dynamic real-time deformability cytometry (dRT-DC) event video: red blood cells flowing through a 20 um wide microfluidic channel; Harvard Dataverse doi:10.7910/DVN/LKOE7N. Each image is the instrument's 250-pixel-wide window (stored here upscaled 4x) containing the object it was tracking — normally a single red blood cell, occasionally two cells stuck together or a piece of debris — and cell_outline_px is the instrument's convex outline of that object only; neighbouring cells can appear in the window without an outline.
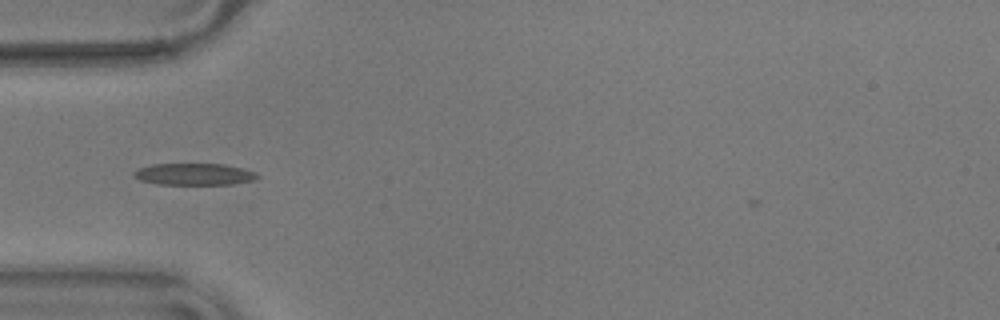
{"species": "common noctule bat (a hibernating species)", "species_latin": "Nyctalus noctula", "temperature_condition": "warm", "stored_images_in_passage": 39, "camera_frame_rate_fps": 3000, "um_per_image_px": 0.085, "animal": {"sex": "male", "body_mass_g": 17.9}, "frame": {"image": 1, "passage_image": 1, "time_ms": 0.0, "image_size_px": [1000, 320], "cell_outline_px": [[260, 176], [256, 180], [232, 184], [156, 184], [140, 180], [136, 176], [136, 172], [140, 168], [152, 164], [224, 164], [256, 172]], "centroid_in_image_um": [16.57, 14.81], "position_along_channel_um": 68.4, "area_um2": 15.43}}
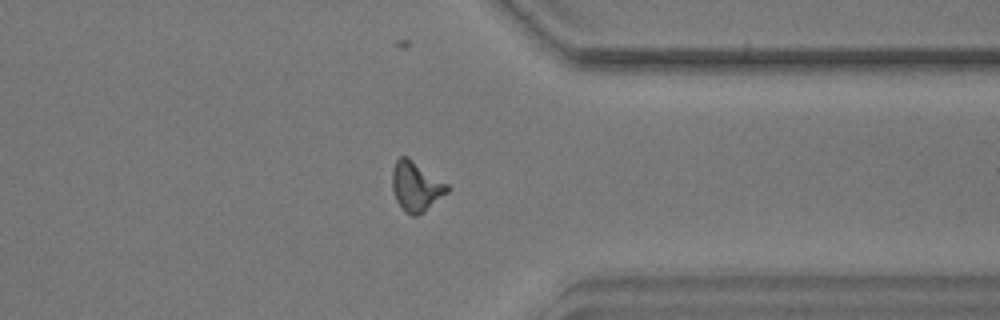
{"frame": {"image": 2, "passage_image": 27, "time_ms": 8.667, "image_size_px": [1000, 320], "cell_outline_px": [[448, 192], [424, 212], [416, 216], [412, 216], [396, 200], [392, 188], [392, 168], [396, 160], [400, 156], [408, 156], [448, 184]], "centroid_in_image_um": [35.36, 15.81], "position_along_channel_um": 376.0, "area_um2": 15.84}}
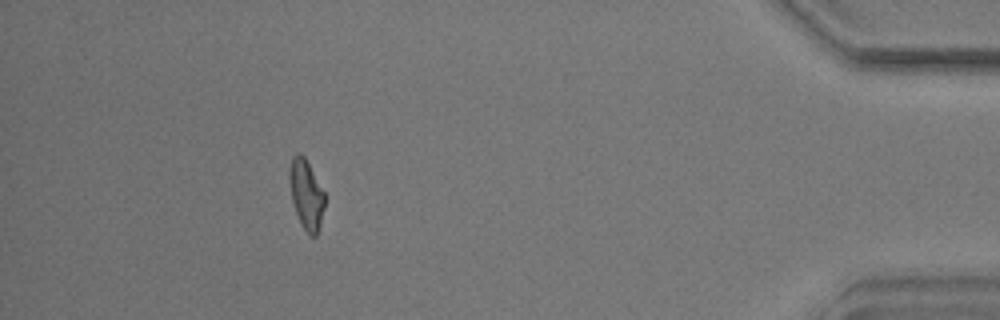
{"frame": {"image": 3, "passage_image": 34, "time_ms": 11.0, "image_size_px": [1000, 320], "cell_outline_px": [[324, 208], [320, 224], [316, 236], [312, 236], [300, 224], [292, 200], [288, 180], [288, 172], [292, 156], [296, 152], [300, 152], [304, 156], [324, 192]], "centroid_in_image_um": [26.0, 16.48], "position_along_channel_um": 409.2, "area_um2": 14.22}, "authors_computed_cell_mechanics": {"area_um2": 14.45, "velocity_mm_per_s": 3.6112, "shape_relaxation_time_tau1_ms": 5.9311, "shape_relaxation_time_tau2_ms": 1.7466, "deformation_change_tau1": 0.2056, "deformation_change_tau2": 0.1067}}